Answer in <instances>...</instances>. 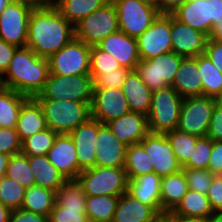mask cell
<instances>
[{"instance_id":"obj_1","label":"cell","mask_w":222,"mask_h":222,"mask_svg":"<svg viewBox=\"0 0 222 222\" xmlns=\"http://www.w3.org/2000/svg\"><path fill=\"white\" fill-rule=\"evenodd\" d=\"M74 37V26L52 2L42 6H34L28 22L26 46L39 57L48 59Z\"/></svg>"},{"instance_id":"obj_2","label":"cell","mask_w":222,"mask_h":222,"mask_svg":"<svg viewBox=\"0 0 222 222\" xmlns=\"http://www.w3.org/2000/svg\"><path fill=\"white\" fill-rule=\"evenodd\" d=\"M49 73L47 58L39 57L27 46L17 47L0 84L34 98L43 90Z\"/></svg>"},{"instance_id":"obj_3","label":"cell","mask_w":222,"mask_h":222,"mask_svg":"<svg viewBox=\"0 0 222 222\" xmlns=\"http://www.w3.org/2000/svg\"><path fill=\"white\" fill-rule=\"evenodd\" d=\"M46 126L58 134H69L90 117V104L63 100H37Z\"/></svg>"},{"instance_id":"obj_4","label":"cell","mask_w":222,"mask_h":222,"mask_svg":"<svg viewBox=\"0 0 222 222\" xmlns=\"http://www.w3.org/2000/svg\"><path fill=\"white\" fill-rule=\"evenodd\" d=\"M93 79L90 75L62 76L49 73L36 100H63L91 104Z\"/></svg>"},{"instance_id":"obj_5","label":"cell","mask_w":222,"mask_h":222,"mask_svg":"<svg viewBox=\"0 0 222 222\" xmlns=\"http://www.w3.org/2000/svg\"><path fill=\"white\" fill-rule=\"evenodd\" d=\"M182 102L183 98L172 86L153 91L147 115L149 132L165 134L177 129Z\"/></svg>"},{"instance_id":"obj_6","label":"cell","mask_w":222,"mask_h":222,"mask_svg":"<svg viewBox=\"0 0 222 222\" xmlns=\"http://www.w3.org/2000/svg\"><path fill=\"white\" fill-rule=\"evenodd\" d=\"M77 181L86 196H121L128 192L124 167H93L80 172Z\"/></svg>"},{"instance_id":"obj_7","label":"cell","mask_w":222,"mask_h":222,"mask_svg":"<svg viewBox=\"0 0 222 222\" xmlns=\"http://www.w3.org/2000/svg\"><path fill=\"white\" fill-rule=\"evenodd\" d=\"M172 15L209 38L213 27L222 20V0H186Z\"/></svg>"},{"instance_id":"obj_8","label":"cell","mask_w":222,"mask_h":222,"mask_svg":"<svg viewBox=\"0 0 222 222\" xmlns=\"http://www.w3.org/2000/svg\"><path fill=\"white\" fill-rule=\"evenodd\" d=\"M75 38L87 45H97L119 30L115 5L107 2L74 26Z\"/></svg>"},{"instance_id":"obj_9","label":"cell","mask_w":222,"mask_h":222,"mask_svg":"<svg viewBox=\"0 0 222 222\" xmlns=\"http://www.w3.org/2000/svg\"><path fill=\"white\" fill-rule=\"evenodd\" d=\"M219 101L207 96L183 98L177 129L197 137L207 136L214 108Z\"/></svg>"},{"instance_id":"obj_10","label":"cell","mask_w":222,"mask_h":222,"mask_svg":"<svg viewBox=\"0 0 222 222\" xmlns=\"http://www.w3.org/2000/svg\"><path fill=\"white\" fill-rule=\"evenodd\" d=\"M49 72L62 76L90 75V45L75 37L48 58Z\"/></svg>"},{"instance_id":"obj_11","label":"cell","mask_w":222,"mask_h":222,"mask_svg":"<svg viewBox=\"0 0 222 222\" xmlns=\"http://www.w3.org/2000/svg\"><path fill=\"white\" fill-rule=\"evenodd\" d=\"M184 57L173 51L161 54L152 59L140 60L135 71L153 92L172 86L175 74Z\"/></svg>"},{"instance_id":"obj_12","label":"cell","mask_w":222,"mask_h":222,"mask_svg":"<svg viewBox=\"0 0 222 222\" xmlns=\"http://www.w3.org/2000/svg\"><path fill=\"white\" fill-rule=\"evenodd\" d=\"M113 4L117 10L119 30L134 38L145 32L160 14L158 9L140 0H117Z\"/></svg>"},{"instance_id":"obj_13","label":"cell","mask_w":222,"mask_h":222,"mask_svg":"<svg viewBox=\"0 0 222 222\" xmlns=\"http://www.w3.org/2000/svg\"><path fill=\"white\" fill-rule=\"evenodd\" d=\"M33 8L27 2L12 0L0 14V38L17 47L26 46Z\"/></svg>"},{"instance_id":"obj_14","label":"cell","mask_w":222,"mask_h":222,"mask_svg":"<svg viewBox=\"0 0 222 222\" xmlns=\"http://www.w3.org/2000/svg\"><path fill=\"white\" fill-rule=\"evenodd\" d=\"M171 14H159L137 39L140 60L152 59L172 51Z\"/></svg>"},{"instance_id":"obj_15","label":"cell","mask_w":222,"mask_h":222,"mask_svg":"<svg viewBox=\"0 0 222 222\" xmlns=\"http://www.w3.org/2000/svg\"><path fill=\"white\" fill-rule=\"evenodd\" d=\"M129 112L130 107L121 88H93L91 118L107 124Z\"/></svg>"},{"instance_id":"obj_16","label":"cell","mask_w":222,"mask_h":222,"mask_svg":"<svg viewBox=\"0 0 222 222\" xmlns=\"http://www.w3.org/2000/svg\"><path fill=\"white\" fill-rule=\"evenodd\" d=\"M139 143L149 155L157 176L162 178L182 169L165 134L149 132Z\"/></svg>"},{"instance_id":"obj_17","label":"cell","mask_w":222,"mask_h":222,"mask_svg":"<svg viewBox=\"0 0 222 222\" xmlns=\"http://www.w3.org/2000/svg\"><path fill=\"white\" fill-rule=\"evenodd\" d=\"M172 51L183 57H197L205 52L208 37L171 14Z\"/></svg>"},{"instance_id":"obj_18","label":"cell","mask_w":222,"mask_h":222,"mask_svg":"<svg viewBox=\"0 0 222 222\" xmlns=\"http://www.w3.org/2000/svg\"><path fill=\"white\" fill-rule=\"evenodd\" d=\"M95 142L97 167H124L127 145L121 142L107 124L98 121Z\"/></svg>"},{"instance_id":"obj_19","label":"cell","mask_w":222,"mask_h":222,"mask_svg":"<svg viewBox=\"0 0 222 222\" xmlns=\"http://www.w3.org/2000/svg\"><path fill=\"white\" fill-rule=\"evenodd\" d=\"M76 155V148L69 134H58L47 153L50 163L66 180H77L81 172Z\"/></svg>"},{"instance_id":"obj_20","label":"cell","mask_w":222,"mask_h":222,"mask_svg":"<svg viewBox=\"0 0 222 222\" xmlns=\"http://www.w3.org/2000/svg\"><path fill=\"white\" fill-rule=\"evenodd\" d=\"M97 133L98 120L91 117L69 133L76 148L80 171L95 167Z\"/></svg>"},{"instance_id":"obj_21","label":"cell","mask_w":222,"mask_h":222,"mask_svg":"<svg viewBox=\"0 0 222 222\" xmlns=\"http://www.w3.org/2000/svg\"><path fill=\"white\" fill-rule=\"evenodd\" d=\"M97 46L113 55L122 67L135 70L140 58L137 39L118 30L100 41Z\"/></svg>"},{"instance_id":"obj_22","label":"cell","mask_w":222,"mask_h":222,"mask_svg":"<svg viewBox=\"0 0 222 222\" xmlns=\"http://www.w3.org/2000/svg\"><path fill=\"white\" fill-rule=\"evenodd\" d=\"M163 217L152 207L128 192L119 196L112 222H161Z\"/></svg>"},{"instance_id":"obj_23","label":"cell","mask_w":222,"mask_h":222,"mask_svg":"<svg viewBox=\"0 0 222 222\" xmlns=\"http://www.w3.org/2000/svg\"><path fill=\"white\" fill-rule=\"evenodd\" d=\"M107 125L127 146L139 143L149 133L147 116L131 111L110 121Z\"/></svg>"},{"instance_id":"obj_24","label":"cell","mask_w":222,"mask_h":222,"mask_svg":"<svg viewBox=\"0 0 222 222\" xmlns=\"http://www.w3.org/2000/svg\"><path fill=\"white\" fill-rule=\"evenodd\" d=\"M172 87L182 97L203 96L197 57H184L175 74Z\"/></svg>"},{"instance_id":"obj_25","label":"cell","mask_w":222,"mask_h":222,"mask_svg":"<svg viewBox=\"0 0 222 222\" xmlns=\"http://www.w3.org/2000/svg\"><path fill=\"white\" fill-rule=\"evenodd\" d=\"M121 89L131 112L141 113L145 116L149 114L153 92L135 70L128 73Z\"/></svg>"},{"instance_id":"obj_26","label":"cell","mask_w":222,"mask_h":222,"mask_svg":"<svg viewBox=\"0 0 222 222\" xmlns=\"http://www.w3.org/2000/svg\"><path fill=\"white\" fill-rule=\"evenodd\" d=\"M161 177L154 172L128 180V193L144 204L152 206L161 216Z\"/></svg>"},{"instance_id":"obj_27","label":"cell","mask_w":222,"mask_h":222,"mask_svg":"<svg viewBox=\"0 0 222 222\" xmlns=\"http://www.w3.org/2000/svg\"><path fill=\"white\" fill-rule=\"evenodd\" d=\"M46 128L42 107L35 98L29 97L20 109L16 126L21 142Z\"/></svg>"},{"instance_id":"obj_28","label":"cell","mask_w":222,"mask_h":222,"mask_svg":"<svg viewBox=\"0 0 222 222\" xmlns=\"http://www.w3.org/2000/svg\"><path fill=\"white\" fill-rule=\"evenodd\" d=\"M187 191V179L182 169L175 174L161 178L162 217L178 206Z\"/></svg>"},{"instance_id":"obj_29","label":"cell","mask_w":222,"mask_h":222,"mask_svg":"<svg viewBox=\"0 0 222 222\" xmlns=\"http://www.w3.org/2000/svg\"><path fill=\"white\" fill-rule=\"evenodd\" d=\"M35 185L57 191L67 180L48 160L47 155L28 156Z\"/></svg>"},{"instance_id":"obj_30","label":"cell","mask_w":222,"mask_h":222,"mask_svg":"<svg viewBox=\"0 0 222 222\" xmlns=\"http://www.w3.org/2000/svg\"><path fill=\"white\" fill-rule=\"evenodd\" d=\"M58 11L75 26L82 19L104 6L107 0H51Z\"/></svg>"},{"instance_id":"obj_31","label":"cell","mask_w":222,"mask_h":222,"mask_svg":"<svg viewBox=\"0 0 222 222\" xmlns=\"http://www.w3.org/2000/svg\"><path fill=\"white\" fill-rule=\"evenodd\" d=\"M29 97L0 86V127L16 128L23 103Z\"/></svg>"},{"instance_id":"obj_32","label":"cell","mask_w":222,"mask_h":222,"mask_svg":"<svg viewBox=\"0 0 222 222\" xmlns=\"http://www.w3.org/2000/svg\"><path fill=\"white\" fill-rule=\"evenodd\" d=\"M55 193L51 189L33 185L26 189L21 208L48 217L55 204Z\"/></svg>"},{"instance_id":"obj_33","label":"cell","mask_w":222,"mask_h":222,"mask_svg":"<svg viewBox=\"0 0 222 222\" xmlns=\"http://www.w3.org/2000/svg\"><path fill=\"white\" fill-rule=\"evenodd\" d=\"M197 67L201 76L203 96L222 99V73L205 55L197 56Z\"/></svg>"},{"instance_id":"obj_34","label":"cell","mask_w":222,"mask_h":222,"mask_svg":"<svg viewBox=\"0 0 222 222\" xmlns=\"http://www.w3.org/2000/svg\"><path fill=\"white\" fill-rule=\"evenodd\" d=\"M119 196H87L85 208L89 222H112Z\"/></svg>"},{"instance_id":"obj_35","label":"cell","mask_w":222,"mask_h":222,"mask_svg":"<svg viewBox=\"0 0 222 222\" xmlns=\"http://www.w3.org/2000/svg\"><path fill=\"white\" fill-rule=\"evenodd\" d=\"M124 169L128 180L153 172L151 159L140 143L127 147Z\"/></svg>"},{"instance_id":"obj_36","label":"cell","mask_w":222,"mask_h":222,"mask_svg":"<svg viewBox=\"0 0 222 222\" xmlns=\"http://www.w3.org/2000/svg\"><path fill=\"white\" fill-rule=\"evenodd\" d=\"M183 216H196L209 218L215 214L206 194L188 189L178 206L172 211Z\"/></svg>"},{"instance_id":"obj_37","label":"cell","mask_w":222,"mask_h":222,"mask_svg":"<svg viewBox=\"0 0 222 222\" xmlns=\"http://www.w3.org/2000/svg\"><path fill=\"white\" fill-rule=\"evenodd\" d=\"M86 194L77 180H67L55 193V203L65 209L86 210Z\"/></svg>"},{"instance_id":"obj_38","label":"cell","mask_w":222,"mask_h":222,"mask_svg":"<svg viewBox=\"0 0 222 222\" xmlns=\"http://www.w3.org/2000/svg\"><path fill=\"white\" fill-rule=\"evenodd\" d=\"M165 136L174 151L178 164L183 167L189 161L199 137L178 129L165 133Z\"/></svg>"},{"instance_id":"obj_39","label":"cell","mask_w":222,"mask_h":222,"mask_svg":"<svg viewBox=\"0 0 222 222\" xmlns=\"http://www.w3.org/2000/svg\"><path fill=\"white\" fill-rule=\"evenodd\" d=\"M5 175L18 182L25 189L35 185L28 156L22 152L10 156Z\"/></svg>"},{"instance_id":"obj_40","label":"cell","mask_w":222,"mask_h":222,"mask_svg":"<svg viewBox=\"0 0 222 222\" xmlns=\"http://www.w3.org/2000/svg\"><path fill=\"white\" fill-rule=\"evenodd\" d=\"M58 133L48 127L22 142L21 152L27 156L47 155Z\"/></svg>"},{"instance_id":"obj_41","label":"cell","mask_w":222,"mask_h":222,"mask_svg":"<svg viewBox=\"0 0 222 222\" xmlns=\"http://www.w3.org/2000/svg\"><path fill=\"white\" fill-rule=\"evenodd\" d=\"M25 191L18 182L6 175L0 178V202L10 210L21 208Z\"/></svg>"},{"instance_id":"obj_42","label":"cell","mask_w":222,"mask_h":222,"mask_svg":"<svg viewBox=\"0 0 222 222\" xmlns=\"http://www.w3.org/2000/svg\"><path fill=\"white\" fill-rule=\"evenodd\" d=\"M119 68L122 66L113 55L100 49L97 45L90 46V76L92 79L97 75Z\"/></svg>"},{"instance_id":"obj_43","label":"cell","mask_w":222,"mask_h":222,"mask_svg":"<svg viewBox=\"0 0 222 222\" xmlns=\"http://www.w3.org/2000/svg\"><path fill=\"white\" fill-rule=\"evenodd\" d=\"M212 149V139L208 136L199 137L189 161L182 168L208 169Z\"/></svg>"},{"instance_id":"obj_44","label":"cell","mask_w":222,"mask_h":222,"mask_svg":"<svg viewBox=\"0 0 222 222\" xmlns=\"http://www.w3.org/2000/svg\"><path fill=\"white\" fill-rule=\"evenodd\" d=\"M182 170L187 179L188 189L207 194L215 176L213 173L208 169L182 168Z\"/></svg>"},{"instance_id":"obj_45","label":"cell","mask_w":222,"mask_h":222,"mask_svg":"<svg viewBox=\"0 0 222 222\" xmlns=\"http://www.w3.org/2000/svg\"><path fill=\"white\" fill-rule=\"evenodd\" d=\"M131 70L125 67L97 75L93 79V88H121Z\"/></svg>"},{"instance_id":"obj_46","label":"cell","mask_w":222,"mask_h":222,"mask_svg":"<svg viewBox=\"0 0 222 222\" xmlns=\"http://www.w3.org/2000/svg\"><path fill=\"white\" fill-rule=\"evenodd\" d=\"M21 150L22 142L16 128L0 127V152L12 156Z\"/></svg>"},{"instance_id":"obj_47","label":"cell","mask_w":222,"mask_h":222,"mask_svg":"<svg viewBox=\"0 0 222 222\" xmlns=\"http://www.w3.org/2000/svg\"><path fill=\"white\" fill-rule=\"evenodd\" d=\"M48 222H89L86 210L65 209L56 203L53 206Z\"/></svg>"},{"instance_id":"obj_48","label":"cell","mask_w":222,"mask_h":222,"mask_svg":"<svg viewBox=\"0 0 222 222\" xmlns=\"http://www.w3.org/2000/svg\"><path fill=\"white\" fill-rule=\"evenodd\" d=\"M214 213H222V175H215L206 194Z\"/></svg>"},{"instance_id":"obj_49","label":"cell","mask_w":222,"mask_h":222,"mask_svg":"<svg viewBox=\"0 0 222 222\" xmlns=\"http://www.w3.org/2000/svg\"><path fill=\"white\" fill-rule=\"evenodd\" d=\"M207 136L213 141L222 142V99L214 108Z\"/></svg>"},{"instance_id":"obj_50","label":"cell","mask_w":222,"mask_h":222,"mask_svg":"<svg viewBox=\"0 0 222 222\" xmlns=\"http://www.w3.org/2000/svg\"><path fill=\"white\" fill-rule=\"evenodd\" d=\"M204 54L210 59L213 65L222 73V41L207 39Z\"/></svg>"},{"instance_id":"obj_51","label":"cell","mask_w":222,"mask_h":222,"mask_svg":"<svg viewBox=\"0 0 222 222\" xmlns=\"http://www.w3.org/2000/svg\"><path fill=\"white\" fill-rule=\"evenodd\" d=\"M9 222H48V217L20 208L12 210Z\"/></svg>"},{"instance_id":"obj_52","label":"cell","mask_w":222,"mask_h":222,"mask_svg":"<svg viewBox=\"0 0 222 222\" xmlns=\"http://www.w3.org/2000/svg\"><path fill=\"white\" fill-rule=\"evenodd\" d=\"M208 170L214 175H222V142L213 141Z\"/></svg>"},{"instance_id":"obj_53","label":"cell","mask_w":222,"mask_h":222,"mask_svg":"<svg viewBox=\"0 0 222 222\" xmlns=\"http://www.w3.org/2000/svg\"><path fill=\"white\" fill-rule=\"evenodd\" d=\"M17 46L0 38V77L6 72Z\"/></svg>"},{"instance_id":"obj_54","label":"cell","mask_w":222,"mask_h":222,"mask_svg":"<svg viewBox=\"0 0 222 222\" xmlns=\"http://www.w3.org/2000/svg\"><path fill=\"white\" fill-rule=\"evenodd\" d=\"M165 222H208V218L196 216H183L174 214L172 211L163 216Z\"/></svg>"},{"instance_id":"obj_55","label":"cell","mask_w":222,"mask_h":222,"mask_svg":"<svg viewBox=\"0 0 222 222\" xmlns=\"http://www.w3.org/2000/svg\"><path fill=\"white\" fill-rule=\"evenodd\" d=\"M186 0H158L160 14H172Z\"/></svg>"},{"instance_id":"obj_56","label":"cell","mask_w":222,"mask_h":222,"mask_svg":"<svg viewBox=\"0 0 222 222\" xmlns=\"http://www.w3.org/2000/svg\"><path fill=\"white\" fill-rule=\"evenodd\" d=\"M209 38L222 41V20L213 27L212 33Z\"/></svg>"},{"instance_id":"obj_57","label":"cell","mask_w":222,"mask_h":222,"mask_svg":"<svg viewBox=\"0 0 222 222\" xmlns=\"http://www.w3.org/2000/svg\"><path fill=\"white\" fill-rule=\"evenodd\" d=\"M9 159V155L0 152V178L6 174Z\"/></svg>"},{"instance_id":"obj_58","label":"cell","mask_w":222,"mask_h":222,"mask_svg":"<svg viewBox=\"0 0 222 222\" xmlns=\"http://www.w3.org/2000/svg\"><path fill=\"white\" fill-rule=\"evenodd\" d=\"M12 210L0 202V222H9Z\"/></svg>"},{"instance_id":"obj_59","label":"cell","mask_w":222,"mask_h":222,"mask_svg":"<svg viewBox=\"0 0 222 222\" xmlns=\"http://www.w3.org/2000/svg\"><path fill=\"white\" fill-rule=\"evenodd\" d=\"M18 1L27 2L33 6H42L51 2V0H18Z\"/></svg>"},{"instance_id":"obj_60","label":"cell","mask_w":222,"mask_h":222,"mask_svg":"<svg viewBox=\"0 0 222 222\" xmlns=\"http://www.w3.org/2000/svg\"><path fill=\"white\" fill-rule=\"evenodd\" d=\"M208 222H222V213H215L208 218Z\"/></svg>"},{"instance_id":"obj_61","label":"cell","mask_w":222,"mask_h":222,"mask_svg":"<svg viewBox=\"0 0 222 222\" xmlns=\"http://www.w3.org/2000/svg\"><path fill=\"white\" fill-rule=\"evenodd\" d=\"M140 1L158 9V0H140Z\"/></svg>"},{"instance_id":"obj_62","label":"cell","mask_w":222,"mask_h":222,"mask_svg":"<svg viewBox=\"0 0 222 222\" xmlns=\"http://www.w3.org/2000/svg\"><path fill=\"white\" fill-rule=\"evenodd\" d=\"M12 0H0V14Z\"/></svg>"},{"instance_id":"obj_63","label":"cell","mask_w":222,"mask_h":222,"mask_svg":"<svg viewBox=\"0 0 222 222\" xmlns=\"http://www.w3.org/2000/svg\"><path fill=\"white\" fill-rule=\"evenodd\" d=\"M107 1H109V2L113 3V2H115V1H117V0H107Z\"/></svg>"}]
</instances>
